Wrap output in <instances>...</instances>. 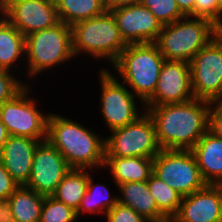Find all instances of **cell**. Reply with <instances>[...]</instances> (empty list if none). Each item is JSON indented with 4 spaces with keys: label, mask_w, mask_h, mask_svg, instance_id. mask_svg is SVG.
Returning <instances> with one entry per match:
<instances>
[{
    "label": "cell",
    "mask_w": 222,
    "mask_h": 222,
    "mask_svg": "<svg viewBox=\"0 0 222 222\" xmlns=\"http://www.w3.org/2000/svg\"><path fill=\"white\" fill-rule=\"evenodd\" d=\"M71 31L74 56L84 51L95 58L107 57L114 63L127 46L110 10L73 24Z\"/></svg>",
    "instance_id": "5"
},
{
    "label": "cell",
    "mask_w": 222,
    "mask_h": 222,
    "mask_svg": "<svg viewBox=\"0 0 222 222\" xmlns=\"http://www.w3.org/2000/svg\"><path fill=\"white\" fill-rule=\"evenodd\" d=\"M9 136L10 135L8 133L7 128L5 127V125L0 120V153H1L3 145L5 144V142L9 138Z\"/></svg>",
    "instance_id": "36"
},
{
    "label": "cell",
    "mask_w": 222,
    "mask_h": 222,
    "mask_svg": "<svg viewBox=\"0 0 222 222\" xmlns=\"http://www.w3.org/2000/svg\"><path fill=\"white\" fill-rule=\"evenodd\" d=\"M76 211L52 196H45L39 222H74Z\"/></svg>",
    "instance_id": "28"
},
{
    "label": "cell",
    "mask_w": 222,
    "mask_h": 222,
    "mask_svg": "<svg viewBox=\"0 0 222 222\" xmlns=\"http://www.w3.org/2000/svg\"><path fill=\"white\" fill-rule=\"evenodd\" d=\"M86 170L71 168L51 196L77 212L88 187L90 176Z\"/></svg>",
    "instance_id": "22"
},
{
    "label": "cell",
    "mask_w": 222,
    "mask_h": 222,
    "mask_svg": "<svg viewBox=\"0 0 222 222\" xmlns=\"http://www.w3.org/2000/svg\"><path fill=\"white\" fill-rule=\"evenodd\" d=\"M71 167L64 156L48 141L37 145L30 178L25 185L43 196H51Z\"/></svg>",
    "instance_id": "12"
},
{
    "label": "cell",
    "mask_w": 222,
    "mask_h": 222,
    "mask_svg": "<svg viewBox=\"0 0 222 222\" xmlns=\"http://www.w3.org/2000/svg\"><path fill=\"white\" fill-rule=\"evenodd\" d=\"M95 186L101 187L102 190L107 191L106 192L107 195L103 199V201H102L103 197H101V199L98 198V193H97L98 191ZM109 195L110 194H109L108 189L104 185H100V184L94 185L92 182V178L90 176L88 180V187H87L86 194L81 200L79 208L76 212V216L78 217L81 212L96 213L97 211L98 213L99 212L98 210H100V212L103 211L106 214L108 210L112 209L118 203L117 197L115 198L113 197L112 199H109Z\"/></svg>",
    "instance_id": "26"
},
{
    "label": "cell",
    "mask_w": 222,
    "mask_h": 222,
    "mask_svg": "<svg viewBox=\"0 0 222 222\" xmlns=\"http://www.w3.org/2000/svg\"><path fill=\"white\" fill-rule=\"evenodd\" d=\"M38 139L10 135L2 147L0 161L18 185H26Z\"/></svg>",
    "instance_id": "17"
},
{
    "label": "cell",
    "mask_w": 222,
    "mask_h": 222,
    "mask_svg": "<svg viewBox=\"0 0 222 222\" xmlns=\"http://www.w3.org/2000/svg\"><path fill=\"white\" fill-rule=\"evenodd\" d=\"M218 104L222 107V98L218 101Z\"/></svg>",
    "instance_id": "40"
},
{
    "label": "cell",
    "mask_w": 222,
    "mask_h": 222,
    "mask_svg": "<svg viewBox=\"0 0 222 222\" xmlns=\"http://www.w3.org/2000/svg\"><path fill=\"white\" fill-rule=\"evenodd\" d=\"M2 222H15V221L7 216L5 219H3Z\"/></svg>",
    "instance_id": "38"
},
{
    "label": "cell",
    "mask_w": 222,
    "mask_h": 222,
    "mask_svg": "<svg viewBox=\"0 0 222 222\" xmlns=\"http://www.w3.org/2000/svg\"><path fill=\"white\" fill-rule=\"evenodd\" d=\"M25 52V36L4 17L0 20V69L8 70Z\"/></svg>",
    "instance_id": "24"
},
{
    "label": "cell",
    "mask_w": 222,
    "mask_h": 222,
    "mask_svg": "<svg viewBox=\"0 0 222 222\" xmlns=\"http://www.w3.org/2000/svg\"><path fill=\"white\" fill-rule=\"evenodd\" d=\"M126 44L156 42L161 23L141 3L110 9Z\"/></svg>",
    "instance_id": "15"
},
{
    "label": "cell",
    "mask_w": 222,
    "mask_h": 222,
    "mask_svg": "<svg viewBox=\"0 0 222 222\" xmlns=\"http://www.w3.org/2000/svg\"><path fill=\"white\" fill-rule=\"evenodd\" d=\"M19 186L0 161V199L7 201Z\"/></svg>",
    "instance_id": "32"
},
{
    "label": "cell",
    "mask_w": 222,
    "mask_h": 222,
    "mask_svg": "<svg viewBox=\"0 0 222 222\" xmlns=\"http://www.w3.org/2000/svg\"><path fill=\"white\" fill-rule=\"evenodd\" d=\"M8 70L0 69V105L12 100L25 85L15 80Z\"/></svg>",
    "instance_id": "30"
},
{
    "label": "cell",
    "mask_w": 222,
    "mask_h": 222,
    "mask_svg": "<svg viewBox=\"0 0 222 222\" xmlns=\"http://www.w3.org/2000/svg\"><path fill=\"white\" fill-rule=\"evenodd\" d=\"M105 166L110 167L117 185L127 182H146L153 173V158L105 157Z\"/></svg>",
    "instance_id": "21"
},
{
    "label": "cell",
    "mask_w": 222,
    "mask_h": 222,
    "mask_svg": "<svg viewBox=\"0 0 222 222\" xmlns=\"http://www.w3.org/2000/svg\"><path fill=\"white\" fill-rule=\"evenodd\" d=\"M60 22L69 26L92 17L102 15L106 0H55Z\"/></svg>",
    "instance_id": "23"
},
{
    "label": "cell",
    "mask_w": 222,
    "mask_h": 222,
    "mask_svg": "<svg viewBox=\"0 0 222 222\" xmlns=\"http://www.w3.org/2000/svg\"><path fill=\"white\" fill-rule=\"evenodd\" d=\"M176 2L180 11L185 16H188L194 10L195 0H176Z\"/></svg>",
    "instance_id": "35"
},
{
    "label": "cell",
    "mask_w": 222,
    "mask_h": 222,
    "mask_svg": "<svg viewBox=\"0 0 222 222\" xmlns=\"http://www.w3.org/2000/svg\"><path fill=\"white\" fill-rule=\"evenodd\" d=\"M170 222H222V188L206 185L183 196L179 210Z\"/></svg>",
    "instance_id": "16"
},
{
    "label": "cell",
    "mask_w": 222,
    "mask_h": 222,
    "mask_svg": "<svg viewBox=\"0 0 222 222\" xmlns=\"http://www.w3.org/2000/svg\"><path fill=\"white\" fill-rule=\"evenodd\" d=\"M188 18L162 27L155 43L165 60L189 63L219 33L220 29L208 19Z\"/></svg>",
    "instance_id": "4"
},
{
    "label": "cell",
    "mask_w": 222,
    "mask_h": 222,
    "mask_svg": "<svg viewBox=\"0 0 222 222\" xmlns=\"http://www.w3.org/2000/svg\"><path fill=\"white\" fill-rule=\"evenodd\" d=\"M218 6L222 10V0H218Z\"/></svg>",
    "instance_id": "39"
},
{
    "label": "cell",
    "mask_w": 222,
    "mask_h": 222,
    "mask_svg": "<svg viewBox=\"0 0 222 222\" xmlns=\"http://www.w3.org/2000/svg\"><path fill=\"white\" fill-rule=\"evenodd\" d=\"M164 57L155 42L127 44L113 63L124 82L146 102L155 92Z\"/></svg>",
    "instance_id": "3"
},
{
    "label": "cell",
    "mask_w": 222,
    "mask_h": 222,
    "mask_svg": "<svg viewBox=\"0 0 222 222\" xmlns=\"http://www.w3.org/2000/svg\"><path fill=\"white\" fill-rule=\"evenodd\" d=\"M25 87L12 100L0 105V120L8 130L9 135L47 140L49 115L41 114L34 101L28 96ZM42 138V139H41Z\"/></svg>",
    "instance_id": "10"
},
{
    "label": "cell",
    "mask_w": 222,
    "mask_h": 222,
    "mask_svg": "<svg viewBox=\"0 0 222 222\" xmlns=\"http://www.w3.org/2000/svg\"><path fill=\"white\" fill-rule=\"evenodd\" d=\"M123 199L118 198V203L131 207L148 222H170L159 210L155 199L150 193L146 182H127L119 184Z\"/></svg>",
    "instance_id": "19"
},
{
    "label": "cell",
    "mask_w": 222,
    "mask_h": 222,
    "mask_svg": "<svg viewBox=\"0 0 222 222\" xmlns=\"http://www.w3.org/2000/svg\"><path fill=\"white\" fill-rule=\"evenodd\" d=\"M212 102L194 98L184 103L148 107L161 149L191 151L208 131Z\"/></svg>",
    "instance_id": "1"
},
{
    "label": "cell",
    "mask_w": 222,
    "mask_h": 222,
    "mask_svg": "<svg viewBox=\"0 0 222 222\" xmlns=\"http://www.w3.org/2000/svg\"><path fill=\"white\" fill-rule=\"evenodd\" d=\"M192 16L208 19L219 29H222V10L218 6V0H195L194 10L188 17Z\"/></svg>",
    "instance_id": "29"
},
{
    "label": "cell",
    "mask_w": 222,
    "mask_h": 222,
    "mask_svg": "<svg viewBox=\"0 0 222 222\" xmlns=\"http://www.w3.org/2000/svg\"><path fill=\"white\" fill-rule=\"evenodd\" d=\"M106 69L101 70V112L110 131L134 122L138 117L135 94L128 91Z\"/></svg>",
    "instance_id": "13"
},
{
    "label": "cell",
    "mask_w": 222,
    "mask_h": 222,
    "mask_svg": "<svg viewBox=\"0 0 222 222\" xmlns=\"http://www.w3.org/2000/svg\"><path fill=\"white\" fill-rule=\"evenodd\" d=\"M0 13L25 37L60 23L55 0H4Z\"/></svg>",
    "instance_id": "11"
},
{
    "label": "cell",
    "mask_w": 222,
    "mask_h": 222,
    "mask_svg": "<svg viewBox=\"0 0 222 222\" xmlns=\"http://www.w3.org/2000/svg\"><path fill=\"white\" fill-rule=\"evenodd\" d=\"M189 63L194 97L218 102L222 98V29Z\"/></svg>",
    "instance_id": "8"
},
{
    "label": "cell",
    "mask_w": 222,
    "mask_h": 222,
    "mask_svg": "<svg viewBox=\"0 0 222 222\" xmlns=\"http://www.w3.org/2000/svg\"><path fill=\"white\" fill-rule=\"evenodd\" d=\"M25 52L29 60L30 76L63 63L74 56L71 26L60 22L54 27L27 35Z\"/></svg>",
    "instance_id": "6"
},
{
    "label": "cell",
    "mask_w": 222,
    "mask_h": 222,
    "mask_svg": "<svg viewBox=\"0 0 222 222\" xmlns=\"http://www.w3.org/2000/svg\"><path fill=\"white\" fill-rule=\"evenodd\" d=\"M142 0H106L107 10L121 6L140 4Z\"/></svg>",
    "instance_id": "34"
},
{
    "label": "cell",
    "mask_w": 222,
    "mask_h": 222,
    "mask_svg": "<svg viewBox=\"0 0 222 222\" xmlns=\"http://www.w3.org/2000/svg\"><path fill=\"white\" fill-rule=\"evenodd\" d=\"M45 196L25 185L19 186L8 198V217L15 222H39Z\"/></svg>",
    "instance_id": "20"
},
{
    "label": "cell",
    "mask_w": 222,
    "mask_h": 222,
    "mask_svg": "<svg viewBox=\"0 0 222 222\" xmlns=\"http://www.w3.org/2000/svg\"><path fill=\"white\" fill-rule=\"evenodd\" d=\"M153 174L182 196L203 189V180L192 151L162 149L153 158Z\"/></svg>",
    "instance_id": "9"
},
{
    "label": "cell",
    "mask_w": 222,
    "mask_h": 222,
    "mask_svg": "<svg viewBox=\"0 0 222 222\" xmlns=\"http://www.w3.org/2000/svg\"><path fill=\"white\" fill-rule=\"evenodd\" d=\"M108 222H148L131 207L117 203L106 213Z\"/></svg>",
    "instance_id": "31"
},
{
    "label": "cell",
    "mask_w": 222,
    "mask_h": 222,
    "mask_svg": "<svg viewBox=\"0 0 222 222\" xmlns=\"http://www.w3.org/2000/svg\"><path fill=\"white\" fill-rule=\"evenodd\" d=\"M141 4L150 10L162 26L185 18L176 0H142Z\"/></svg>",
    "instance_id": "27"
},
{
    "label": "cell",
    "mask_w": 222,
    "mask_h": 222,
    "mask_svg": "<svg viewBox=\"0 0 222 222\" xmlns=\"http://www.w3.org/2000/svg\"><path fill=\"white\" fill-rule=\"evenodd\" d=\"M145 113L134 122L111 130L113 135L105 139V157L154 158L162 150L154 122Z\"/></svg>",
    "instance_id": "7"
},
{
    "label": "cell",
    "mask_w": 222,
    "mask_h": 222,
    "mask_svg": "<svg viewBox=\"0 0 222 222\" xmlns=\"http://www.w3.org/2000/svg\"><path fill=\"white\" fill-rule=\"evenodd\" d=\"M191 151L205 183L220 185L222 183V139L208 130Z\"/></svg>",
    "instance_id": "18"
},
{
    "label": "cell",
    "mask_w": 222,
    "mask_h": 222,
    "mask_svg": "<svg viewBox=\"0 0 222 222\" xmlns=\"http://www.w3.org/2000/svg\"><path fill=\"white\" fill-rule=\"evenodd\" d=\"M47 140L64 156L71 168L104 166L105 140H100L75 121L50 114Z\"/></svg>",
    "instance_id": "2"
},
{
    "label": "cell",
    "mask_w": 222,
    "mask_h": 222,
    "mask_svg": "<svg viewBox=\"0 0 222 222\" xmlns=\"http://www.w3.org/2000/svg\"><path fill=\"white\" fill-rule=\"evenodd\" d=\"M217 107L209 110L208 130L216 137L222 139V107L217 103Z\"/></svg>",
    "instance_id": "33"
},
{
    "label": "cell",
    "mask_w": 222,
    "mask_h": 222,
    "mask_svg": "<svg viewBox=\"0 0 222 222\" xmlns=\"http://www.w3.org/2000/svg\"><path fill=\"white\" fill-rule=\"evenodd\" d=\"M194 98L190 63L164 60L155 92L145 105L184 103Z\"/></svg>",
    "instance_id": "14"
},
{
    "label": "cell",
    "mask_w": 222,
    "mask_h": 222,
    "mask_svg": "<svg viewBox=\"0 0 222 222\" xmlns=\"http://www.w3.org/2000/svg\"><path fill=\"white\" fill-rule=\"evenodd\" d=\"M147 184L158 210L171 221L179 210L183 196L153 173L147 180Z\"/></svg>",
    "instance_id": "25"
},
{
    "label": "cell",
    "mask_w": 222,
    "mask_h": 222,
    "mask_svg": "<svg viewBox=\"0 0 222 222\" xmlns=\"http://www.w3.org/2000/svg\"><path fill=\"white\" fill-rule=\"evenodd\" d=\"M7 216V202L0 199V222H2Z\"/></svg>",
    "instance_id": "37"
}]
</instances>
